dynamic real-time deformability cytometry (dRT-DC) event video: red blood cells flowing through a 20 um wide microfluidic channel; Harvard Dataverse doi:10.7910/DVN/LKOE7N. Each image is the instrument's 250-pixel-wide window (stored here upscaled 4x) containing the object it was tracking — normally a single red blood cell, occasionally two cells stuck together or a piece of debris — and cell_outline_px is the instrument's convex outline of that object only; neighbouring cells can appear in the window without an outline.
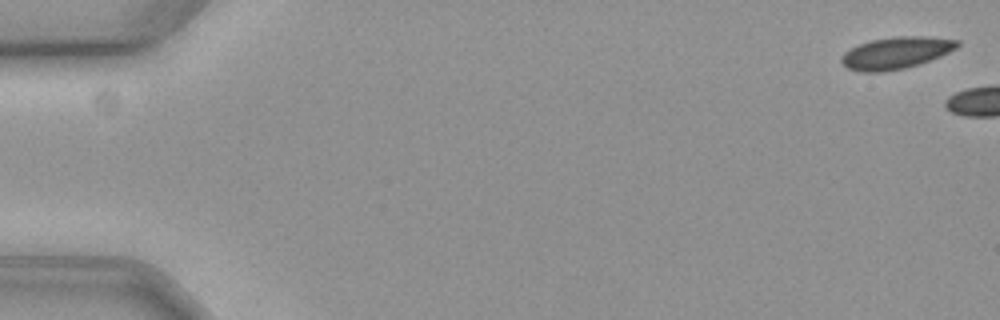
{"species": "common noctule bat (a hibernating species)", "species_latin": "Nyctalus noctula", "temperature_condition": "cold", "stored_images_in_passage": 6, "camera_frame_rate_fps": 3000, "um_per_image_px": 0.085, "animal": {"sex": "female", "body_mass_g": 19.3, "forearm_length_mm": 54.1}, "frame": {"image": 1, "passage_image": 2, "time_ms": 0.333, "image_size_px": [1000, 320], "cell_outline_px": [[960, 44], [956, 48], [940, 56], [904, 68], [880, 72], [860, 72], [848, 68], [840, 60], [840, 56], [844, 52], [860, 44], [872, 40], [896, 36], [928, 36], [960, 40]], "centroid_in_image_um": [76.16, 4.48], "position_along_channel_um": 8.8, "area_um2": 21.33}}